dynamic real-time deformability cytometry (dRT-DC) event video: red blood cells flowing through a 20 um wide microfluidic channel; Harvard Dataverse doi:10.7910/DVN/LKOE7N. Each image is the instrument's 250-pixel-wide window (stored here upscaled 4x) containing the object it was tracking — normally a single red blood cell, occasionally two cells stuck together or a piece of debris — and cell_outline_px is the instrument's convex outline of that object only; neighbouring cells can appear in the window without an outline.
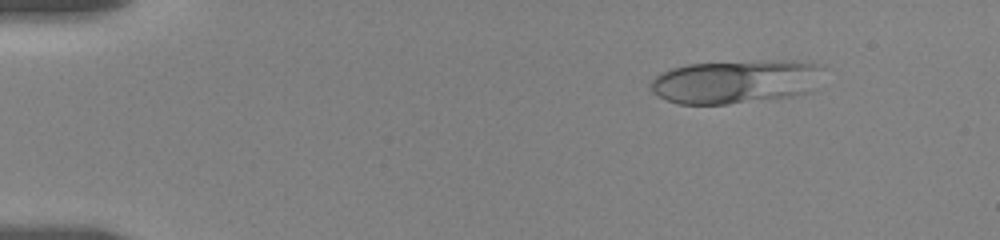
{"species": "human", "species_latin": "Homo sapiens", "temperature_condition": "room temperature", "stored_images_in_passage": 32, "camera_frame_rate_fps": 3000, "um_per_image_px": 0.085, "donor": {"sex": "female"}, "frame": {"image": 1, "passage_image": 6, "time_ms": 2.333, "image_size_px": [1000, 240], "cell_outline_px": [[824, 68], [816, 88], [812, 92], [792, 96], [728, 104], [680, 104], [668, 100], [652, 92], [648, 84], [660, 72], [672, 68], [688, 64], [792, 60], [824, 64]], "centroid_in_image_um": [62.59, 6.94], "position_along_channel_um": 22.4, "area_um2": 44.1}}
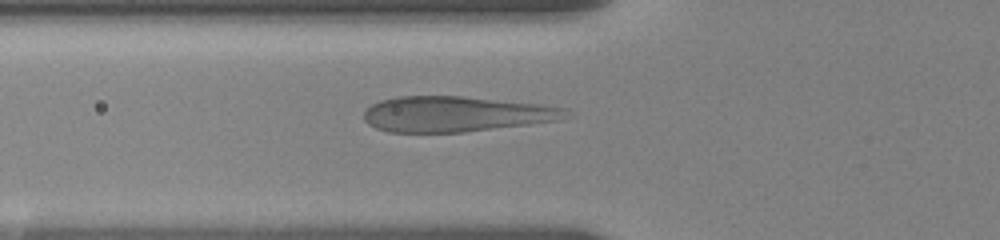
{"frame": {"image": 2, "passage_image": 23, "time_ms": 6.667, "image_size_px": [1000, 240], "cell_outline_px": [[564, 116], [556, 120], [528, 124], [464, 132], [388, 132], [376, 128], [368, 124], [364, 120], [364, 108], [380, 100], [396, 96], [460, 96], [536, 104], [564, 108]], "centroid_in_image_um": [38.58, 9.69], "position_along_channel_um": 87.2, "area_um2": 41.15}}
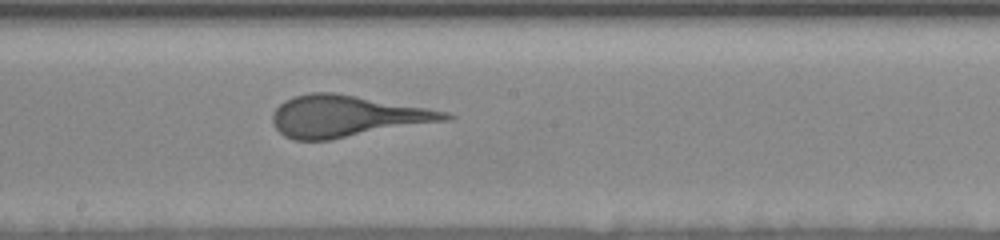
{"frame": {"image": 3, "passage_image": 32, "time_ms": 10.333, "image_size_px": [1000, 240], "cell_outline_px": [[456, 116], [452, 120], [328, 140], [292, 140], [284, 136], [276, 128], [272, 120], [272, 116], [276, 108], [284, 100], [292, 96], [308, 92], [336, 92], [428, 108], [448, 112]], "centroid_in_image_um": [29.5, 9.87], "position_along_channel_um": 218.7, "area_um2": 42.14}}